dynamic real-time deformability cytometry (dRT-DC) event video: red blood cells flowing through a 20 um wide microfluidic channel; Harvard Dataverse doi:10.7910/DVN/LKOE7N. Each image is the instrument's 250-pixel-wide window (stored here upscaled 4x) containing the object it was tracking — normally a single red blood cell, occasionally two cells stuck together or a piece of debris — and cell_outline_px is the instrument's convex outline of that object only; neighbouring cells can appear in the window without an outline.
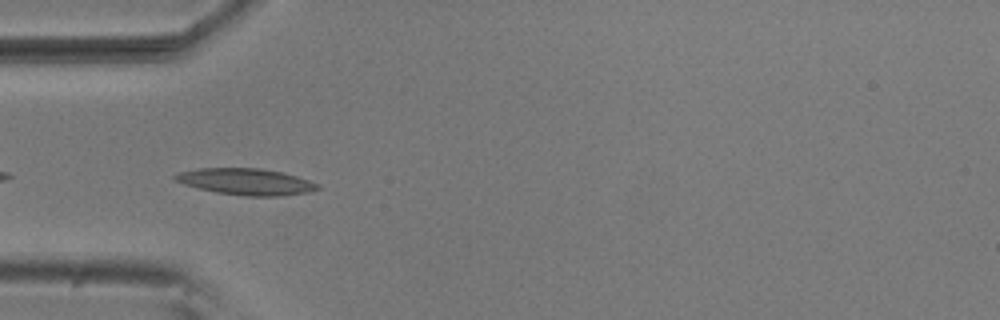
{"species": "common noctule bat (a hibernating species)", "species_latin": "Nyctalus noctula", "temperature_condition": "room temperature", "stored_images_in_passage": 39, "camera_frame_rate_fps": 3000, "um_per_image_px": 0.085, "animal": {"sex": "male", "body_mass_g": 20.5, "forearm_length_mm": 52.5}, "frame": {"image": 1, "passage_image": 2, "time_ms": 0.333, "image_size_px": [1000, 320], "cell_outline_px": [[320, 188], [308, 192], [280, 196], [248, 196], [216, 192], [184, 184], [176, 180], [172, 176], [180, 172], [200, 168], [260, 168], [280, 172], [296, 176], [320, 184]], "centroid_in_image_um": [20.93, 15.44], "position_along_channel_um": 64.1, "area_um2": 21.68}}
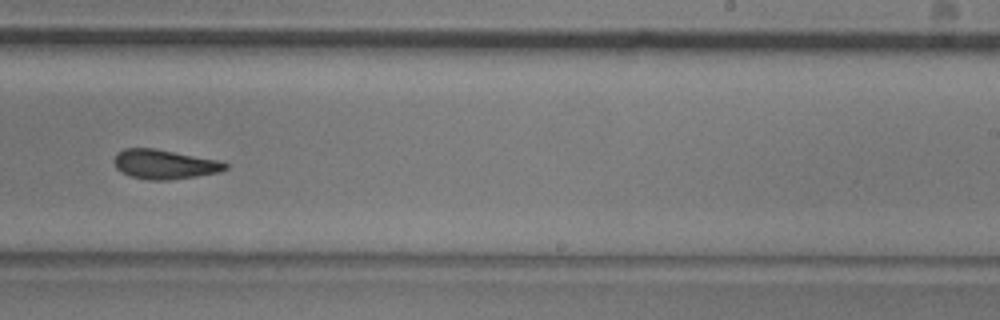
{"frame": {"image": 2, "passage_image": 19, "time_ms": 6.0, "image_size_px": [1000, 320], "cell_outline_px": [[228, 168], [220, 172], [196, 176], [168, 180], [148, 180], [128, 176], [120, 172], [116, 168], [112, 160], [116, 152], [124, 148], [152, 148], [220, 160], [228, 164]], "centroid_in_image_um": [13.93, 13.97], "position_along_channel_um": 275.1, "area_um2": 19.31}}
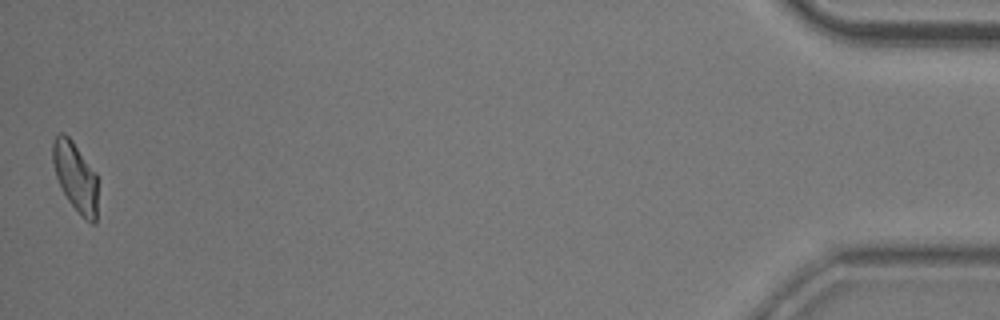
{"frame": {"image": 3, "passage_image": 39, "time_ms": 12.667, "image_size_px": [1000, 320], "cell_outline_px": [[96, 224], [92, 224], [84, 220], [80, 216], [68, 200], [56, 176], [52, 160], [52, 144], [56, 136], [60, 132], [64, 132], [72, 140], [96, 172]], "centroid_in_image_um": [6.41, 15.03], "position_along_channel_um": 428.8, "area_um2": 18.15}, "authors_computed_cell_mechanics": {"area_um2": 19.2474, "velocity_mm_per_s": 3.7202, "shape_relaxation_time_tau1_ms": 6.8332, "shape_relaxation_time_tau2_ms": 4.3959, "deformation_change_tau1": 0.1852, "deformation_change_tau2": 0.1329}}